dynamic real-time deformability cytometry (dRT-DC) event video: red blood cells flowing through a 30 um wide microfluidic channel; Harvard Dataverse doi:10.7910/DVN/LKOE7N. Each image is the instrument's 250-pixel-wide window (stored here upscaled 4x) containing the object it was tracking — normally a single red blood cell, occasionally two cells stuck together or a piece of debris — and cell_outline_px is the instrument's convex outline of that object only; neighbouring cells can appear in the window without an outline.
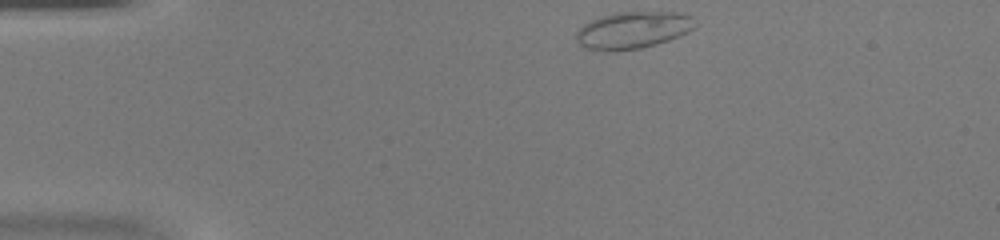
{"species": "common noctule bat (a hibernating species)", "species_latin": "Nyctalus noctula", "temperature_condition": "warm", "stored_images_in_passage": 41, "camera_frame_rate_fps": 3000, "um_per_image_px": 0.085, "animal": {"sex": "female", "body_mass_g": 20.0, "forearm_length_mm": 54.0}, "frame": {"image": 1, "passage_image": 1, "time_ms": 0.0, "image_size_px": [1000, 240], "cell_outline_px": [[696, 28], [688, 32], [668, 40], [656, 44], [640, 48], [612, 52], [588, 48], [580, 44], [576, 40], [576, 32], [588, 20], [600, 16], [616, 12], [680, 12], [692, 16]], "centroid_in_image_um": [53.79, 2.55], "position_along_channel_um": 31.2, "area_um2": 25.72}}
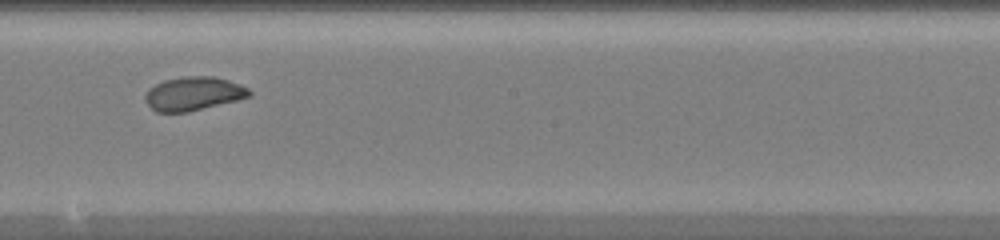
{"frame": {"image": 2, "passage_image": 20, "time_ms": 6.333, "image_size_px": [1000, 240], "cell_outline_px": [[252, 96], [188, 112], [156, 112], [144, 100], [144, 96], [148, 88], [164, 80], [184, 76], [216, 76], [240, 84], [248, 88], [252, 92]], "centroid_in_image_um": [16.44, 7.95], "position_along_channel_um": 231.8, "area_um2": 20.52}}
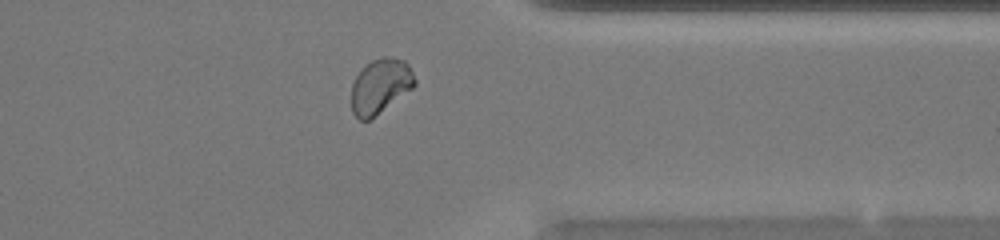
{"frame": {"image": 3, "passage_image": 31, "time_ms": 10.0, "image_size_px": [1000, 240], "cell_outline_px": [[416, 84], [412, 88], [368, 120], [360, 120], [352, 112], [352, 84], [360, 68], [364, 64], [380, 56], [388, 56], [404, 60], [408, 64], [416, 80]], "centroid_in_image_um": [32.31, 7.27], "position_along_channel_um": 379.1, "area_um2": 20.06}, "authors_computed_cell_mechanics": {"area_um2": 21.097, "velocity_mm_per_s": 4.1687, "shape_relaxation_time_tau1_ms": 7.5769, "shape_relaxation_time_tau2_ms": null, "deformation_change_tau1": 0.1917, "deformation_change_tau2": null}}